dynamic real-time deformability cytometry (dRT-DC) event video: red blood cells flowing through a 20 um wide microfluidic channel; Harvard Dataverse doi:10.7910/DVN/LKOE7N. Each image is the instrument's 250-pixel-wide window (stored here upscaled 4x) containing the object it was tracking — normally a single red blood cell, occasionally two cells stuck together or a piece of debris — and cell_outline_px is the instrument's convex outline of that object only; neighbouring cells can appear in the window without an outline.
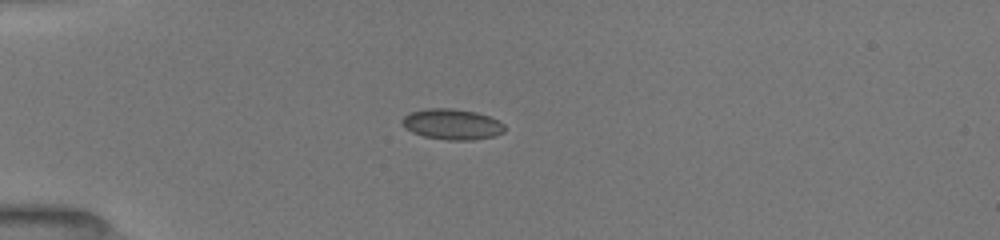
{"species": "common noctule bat (a hibernating species)", "species_latin": "Nyctalus noctula", "temperature_condition": "room temperature", "stored_images_in_passage": 38, "camera_frame_rate_fps": 3000, "um_per_image_px": 0.085, "animal": {"sex": "female", "body_mass_g": 19.5, "forearm_length_mm": 54.1}, "frame": {"image": 1, "passage_image": 1, "time_ms": 0.0, "image_size_px": [1000, 240], "cell_outline_px": [[504, 132], [492, 136], [472, 140], [448, 140], [424, 136], [412, 132], [400, 120], [404, 116], [412, 112], [428, 108], [448, 108], [476, 112], [488, 116], [504, 124]], "centroid_in_image_um": [38.43, 10.56], "position_along_channel_um": 46.6, "area_um2": 17.98}}
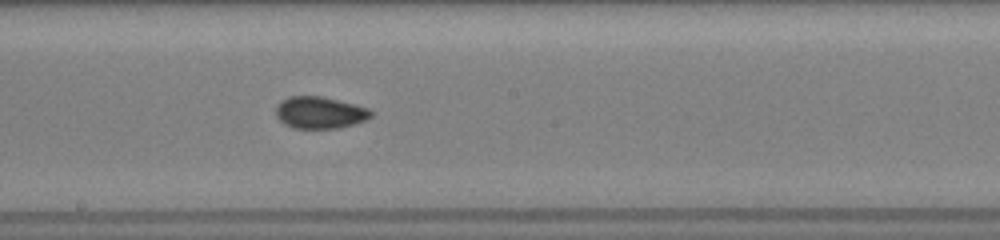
{"frame": {"image": 2, "passage_image": 16, "time_ms": 5.0, "image_size_px": [1000, 240], "cell_outline_px": [[372, 116], [364, 120], [340, 128], [292, 128], [284, 124], [276, 116], [276, 108], [280, 100], [288, 96], [320, 96], [368, 108], [372, 112]], "centroid_in_image_um": [27.13, 9.57], "position_along_channel_um": 221.1, "area_um2": 17.51}}
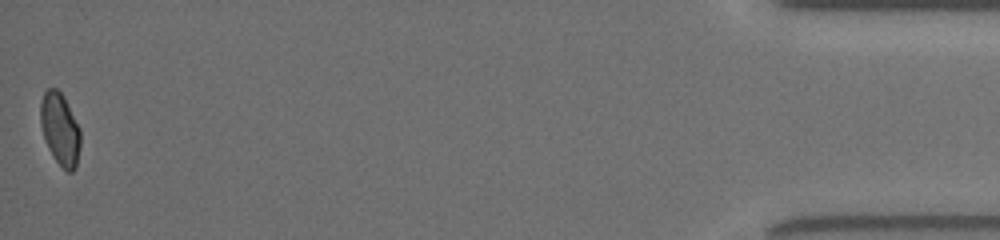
{"frame": {"image": 3, "passage_image": 38, "time_ms": 12.333, "image_size_px": [1000, 240], "cell_outline_px": [[80, 144], [76, 168], [72, 172], [68, 172], [52, 156], [48, 148], [40, 124], [40, 100], [44, 92], [48, 88], [56, 88], [64, 96], [80, 128]], "centroid_in_image_um": [5.1, 10.95], "position_along_channel_um": 430.1, "area_um2": 16.88}, "authors_computed_cell_mechanics": {"area_um2": 17.1666, "velocity_mm_per_s": 4.0204, "shape_relaxation_time_tau1_ms": 7.6401, "shape_relaxation_time_tau2_ms": 0.9059, "deformation_change_tau1": 0.1362, "deformation_change_tau2": 0.0446}}